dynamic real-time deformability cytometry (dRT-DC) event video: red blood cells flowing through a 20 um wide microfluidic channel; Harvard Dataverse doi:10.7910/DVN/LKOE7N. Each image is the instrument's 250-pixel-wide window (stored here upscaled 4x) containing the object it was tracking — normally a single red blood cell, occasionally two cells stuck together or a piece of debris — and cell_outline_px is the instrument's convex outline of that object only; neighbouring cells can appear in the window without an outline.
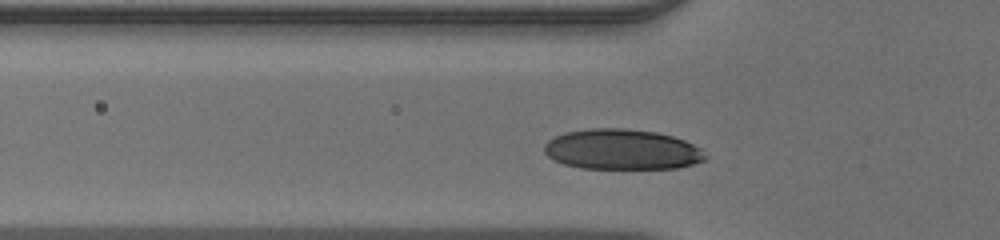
{"species": "human", "species_latin": "Homo sapiens", "temperature_condition": "warm", "stored_images_in_passage": 29, "camera_frame_rate_fps": 3000, "um_per_image_px": 0.085, "donor": {"sex": "male"}, "frame": {"image": 1, "passage_image": 5, "time_ms": 1.333, "image_size_px": [1000, 240], "cell_outline_px": [[708, 156], [704, 160], [692, 164], [676, 168], [580, 168], [564, 164], [548, 156], [544, 152], [544, 144], [548, 140], [556, 136], [568, 132], [592, 128], [624, 128], [656, 132], [672, 136], [684, 140], [700, 148]], "centroid_in_image_um": [52.87, 12.7], "position_along_channel_um": 72.9, "area_um2": 37.69}}
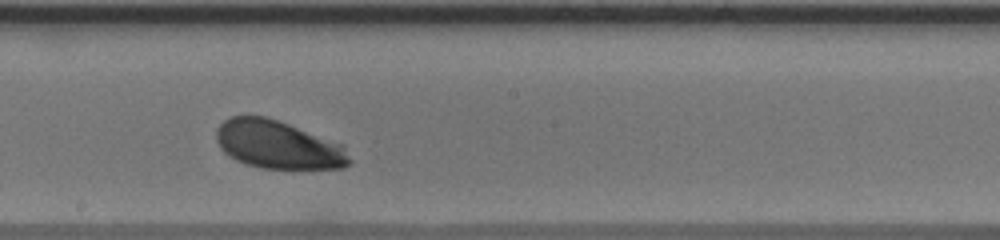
{"frame": {"image": 2, "passage_image": 16, "time_ms": 5.0, "image_size_px": [1000, 240], "cell_outline_px": [[352, 164], [344, 168], [260, 168], [244, 164], [236, 160], [224, 152], [220, 148], [216, 140], [216, 128], [224, 120], [232, 116], [264, 116], [288, 124], [344, 144], [352, 160]], "centroid_in_image_um": [23.65, 12.31], "position_along_channel_um": 224.5, "area_um2": 37.51}}
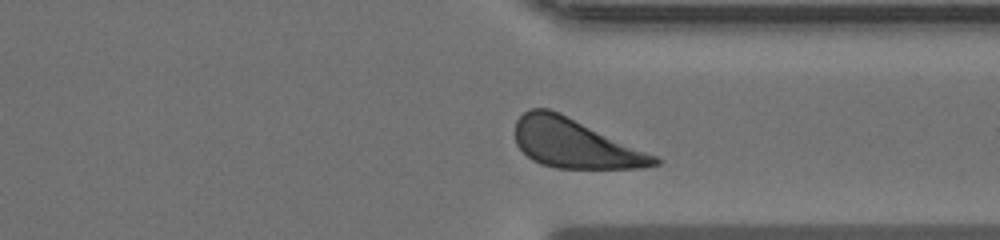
{"frame": {"image": 3, "passage_image": 26, "time_ms": 8.333, "image_size_px": [1000, 240], "cell_outline_px": [[660, 164], [644, 168], [556, 168], [540, 164], [532, 160], [516, 144], [516, 120], [524, 112], [532, 108], [548, 108], [560, 112], [656, 156], [660, 160]], "centroid_in_image_um": [48.84, 12.19], "position_along_channel_um": 362.6, "area_um2": 39.54}}